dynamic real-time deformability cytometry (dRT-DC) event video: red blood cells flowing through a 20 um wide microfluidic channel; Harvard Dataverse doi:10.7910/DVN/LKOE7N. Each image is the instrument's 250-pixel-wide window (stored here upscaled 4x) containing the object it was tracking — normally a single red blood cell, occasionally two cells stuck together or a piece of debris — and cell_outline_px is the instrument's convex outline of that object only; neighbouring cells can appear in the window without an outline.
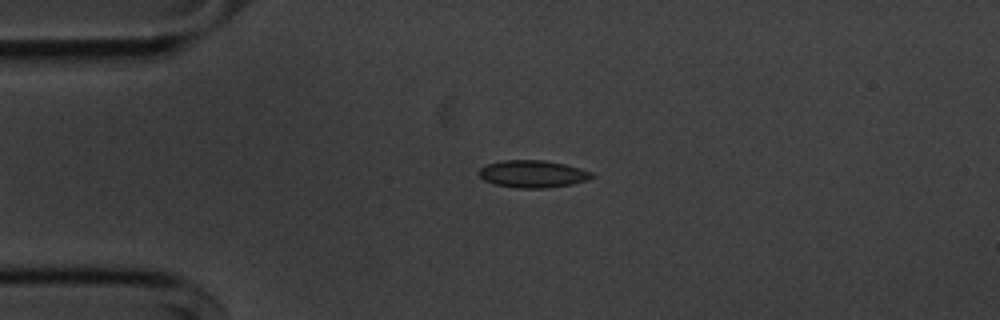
{"species": "common noctule bat (a hibernating species)", "species_latin": "Nyctalus noctula", "temperature_condition": "cold", "stored_images_in_passage": 39, "camera_frame_rate_fps": 3000, "um_per_image_px": 0.085, "animal": {"sex": "male", "body_mass_g": 20.1, "forearm_length_mm": 53.5}, "frame": {"image": 1, "passage_image": 1, "time_ms": 0.0, "image_size_px": [1000, 320], "cell_outline_px": [[596, 176], [588, 180], [572, 184], [544, 188], [516, 188], [496, 184], [484, 180], [476, 172], [480, 168], [488, 164], [500, 160], [544, 160], [564, 164], [580, 168], [592, 172]], "centroid_in_image_um": [45.29, 14.78], "position_along_channel_um": 39.7, "area_um2": 18.03}}
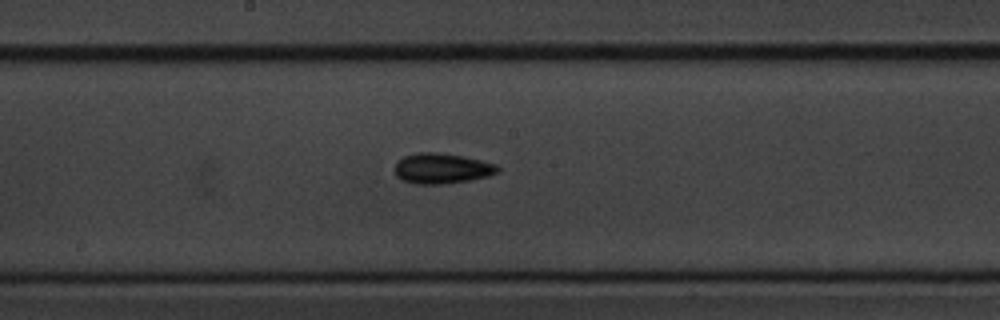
{"frame": {"image": 2, "passage_image": 17, "time_ms": 5.333, "image_size_px": [1000, 320], "cell_outline_px": [[500, 168], [496, 172], [488, 176], [468, 180], [444, 184], [412, 184], [400, 180], [396, 176], [396, 164], [404, 156], [416, 152], [436, 152], [464, 156], [496, 164]], "centroid_in_image_um": [37.53, 14.32], "position_along_channel_um": 210.7, "area_um2": 18.21}}
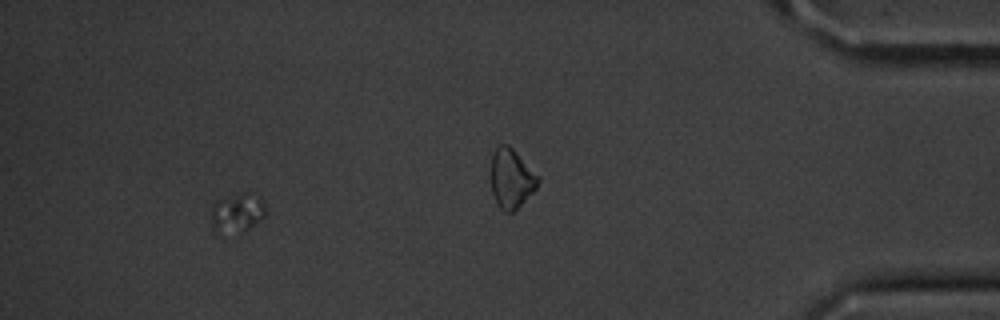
{"frame": {"image": 3, "passage_image": 34, "time_ms": 11.0, "image_size_px": [1000, 320], "cell_outline_px": [[268, 212], [260, 220], [248, 228], [224, 240], [212, 232], [212, 204], [216, 200], [244, 192], [248, 192], [260, 196], [264, 200]], "centroid_in_image_um": [20.13, 18.17], "position_along_channel_um": 415.1, "area_um2": 13.41}}